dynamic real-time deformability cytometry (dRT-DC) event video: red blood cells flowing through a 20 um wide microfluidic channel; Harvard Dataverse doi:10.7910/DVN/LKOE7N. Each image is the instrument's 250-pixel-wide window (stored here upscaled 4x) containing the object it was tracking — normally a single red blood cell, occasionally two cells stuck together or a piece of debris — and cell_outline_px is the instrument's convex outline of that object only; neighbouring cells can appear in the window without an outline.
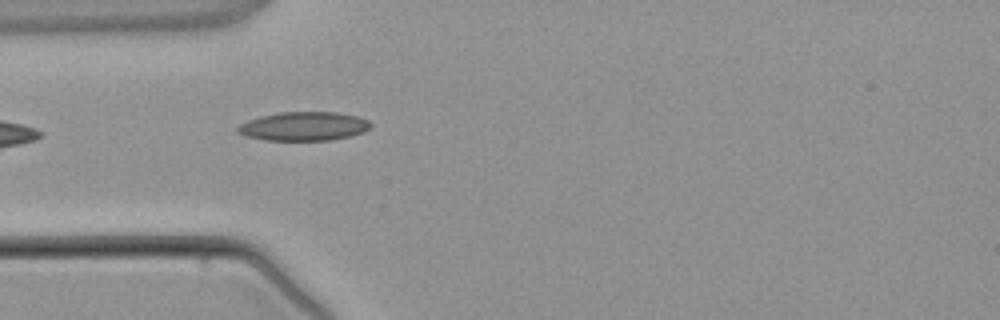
{"species": "common noctule bat (a hibernating species)", "species_latin": "Nyctalus noctula", "temperature_condition": "warm", "stored_images_in_passage": 3, "camera_frame_rate_fps": 3000, "um_per_image_px": 0.085, "animal": {"sex": "male", "body_mass_g": 21.5, "forearm_length_mm": 52.0}, "frame": {"image": 1, "passage_image": 3, "time_ms": 3.333, "image_size_px": [1000, 320], "cell_outline_px": [[372, 124], [368, 128], [360, 132], [348, 136], [328, 140], [268, 140], [248, 136], [236, 132], [236, 128], [240, 124], [248, 120], [260, 116], [280, 112], [336, 112], [360, 116], [368, 120]], "centroid_in_image_um": [25.8, 10.72], "position_along_channel_um": 59.2, "area_um2": 22.14}}